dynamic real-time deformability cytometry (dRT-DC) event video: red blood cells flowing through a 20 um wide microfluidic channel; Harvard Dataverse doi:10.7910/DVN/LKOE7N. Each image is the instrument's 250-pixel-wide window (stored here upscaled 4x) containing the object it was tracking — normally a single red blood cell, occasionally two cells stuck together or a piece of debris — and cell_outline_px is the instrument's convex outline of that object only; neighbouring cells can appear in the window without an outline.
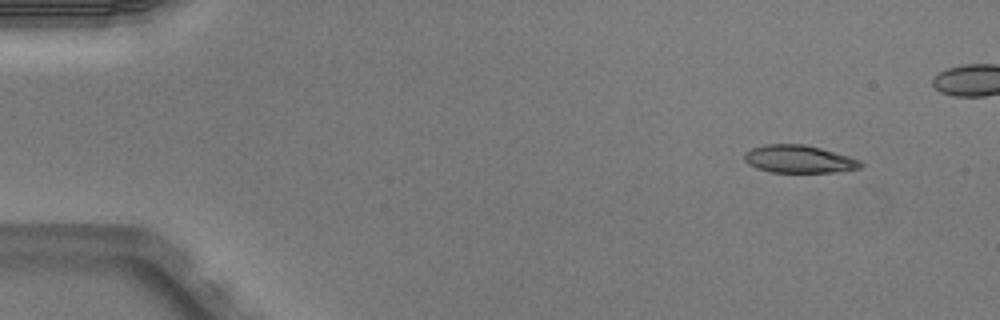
{"species": "Egyptian fruit bat (a non-hibernating species)", "species_latin": "Rousettus aegyptiacus", "temperature_condition": "warm", "stored_images_in_passage": 5, "camera_frame_rate_fps": 3000, "um_per_image_px": 0.085, "animal": {"sex": "male"}, "frame": {"image": 1, "passage_image": 1, "time_ms": 0.0, "image_size_px": [1000, 320], "cell_outline_px": [[864, 164], [860, 168], [840, 172], [768, 172], [756, 168], [748, 164], [744, 160], [744, 152], [752, 148], [764, 144], [804, 144], [820, 148], [848, 156], [860, 160]], "centroid_in_image_um": [67.89, 13.53], "position_along_channel_um": 17.1, "area_um2": 18.9}}
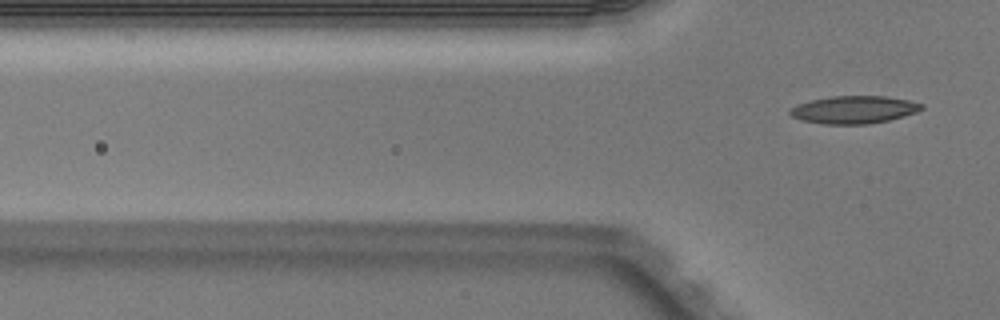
{"frame": {"image": 2, "passage_image": 5, "time_ms": 1.333, "image_size_px": [1000, 320], "cell_outline_px": [[924, 108], [916, 112], [904, 116], [888, 120], [868, 124], [824, 124], [800, 120], [792, 116], [788, 112], [792, 108], [800, 104], [812, 100], [832, 96], [888, 96], [908, 100], [924, 104]], "centroid_in_image_um": [72.62, 9.32], "position_along_channel_um": 53.2, "area_um2": 21.1}}